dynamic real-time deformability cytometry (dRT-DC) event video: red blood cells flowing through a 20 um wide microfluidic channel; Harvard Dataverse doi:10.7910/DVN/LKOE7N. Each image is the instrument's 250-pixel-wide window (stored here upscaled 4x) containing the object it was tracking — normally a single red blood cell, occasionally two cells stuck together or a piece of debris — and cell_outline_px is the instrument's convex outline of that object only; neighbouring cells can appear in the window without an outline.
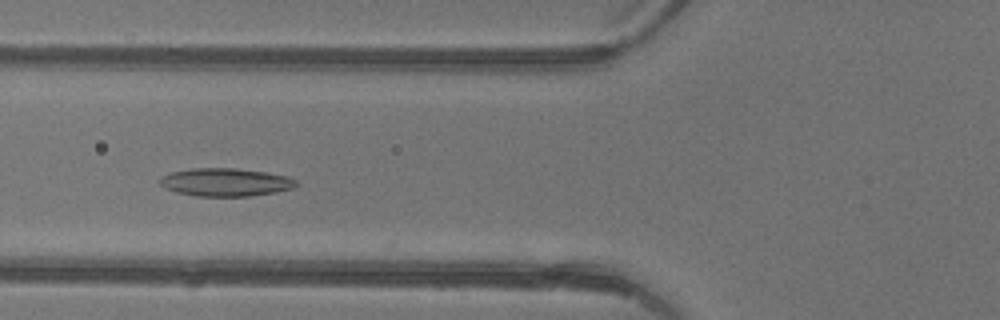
{"species": "common noctule bat (a hibernating species)", "species_latin": "Nyctalus noctula", "temperature_condition": "warm", "stored_images_in_passage": 3, "camera_frame_rate_fps": 3000, "um_per_image_px": 0.085, "animal": {"sex": "female"}, "frame": {"image": 1, "passage_image": 3, "time_ms": 0.667, "image_size_px": [1000, 320], "cell_outline_px": [[296, 184], [292, 188], [276, 192], [248, 196], [196, 196], [176, 192], [160, 184], [160, 176], [172, 172], [192, 168], [236, 168], [264, 172], [288, 176], [296, 180]], "centroid_in_image_um": [19.16, 15.48], "position_along_channel_um": 106.6, "area_um2": 22.08}}